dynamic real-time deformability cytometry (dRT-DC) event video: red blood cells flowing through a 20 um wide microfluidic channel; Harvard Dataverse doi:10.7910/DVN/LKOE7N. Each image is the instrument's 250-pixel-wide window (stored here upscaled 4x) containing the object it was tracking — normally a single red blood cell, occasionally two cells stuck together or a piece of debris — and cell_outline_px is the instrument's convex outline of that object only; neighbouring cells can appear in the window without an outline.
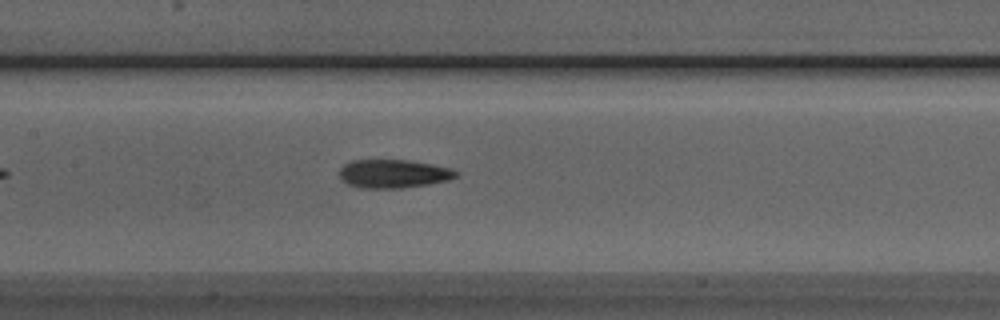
{"species": "Egyptian fruit bat (a non-hibernating species)", "species_latin": "Rousettus aegyptiacus", "temperature_condition": "room temperature", "stored_images_in_passage": 34, "camera_frame_rate_fps": 3000, "um_per_image_px": 0.085, "animal": {"sex": "male"}, "frame": {"image": 1, "passage_image": 9, "time_ms": 2.667, "image_size_px": [1000, 320], "cell_outline_px": [[460, 176], [448, 180], [428, 184], [400, 188], [360, 188], [348, 184], [340, 180], [340, 168], [344, 164], [352, 160], [408, 160], [432, 164], [452, 168], [460, 172]], "centroid_in_image_um": [33.47, 14.76], "position_along_channel_um": 173.9, "area_um2": 19.54}}
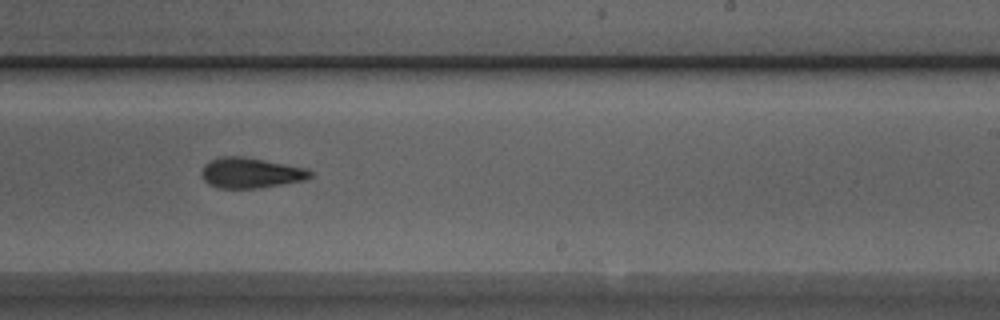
{"frame": {"image": 2, "passage_image": 16, "time_ms": 5.0, "image_size_px": [1000, 320], "cell_outline_px": [[312, 176], [304, 180], [256, 188], [216, 188], [208, 184], [200, 176], [200, 172], [204, 164], [220, 156], [244, 156], [308, 168], [312, 172]], "centroid_in_image_um": [21.27, 14.68], "position_along_channel_um": 267.7, "area_um2": 19.36}}
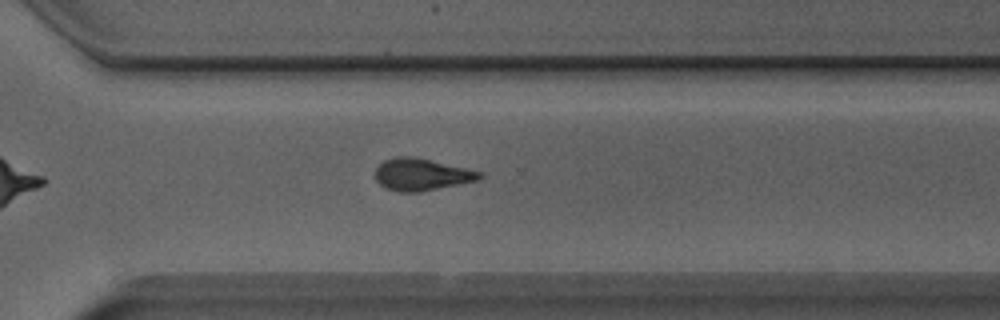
{"frame": {"image": 3, "passage_image": 21, "time_ms": 6.667, "image_size_px": [1000, 320], "cell_outline_px": [[484, 176], [480, 180], [420, 192], [400, 192], [384, 188], [376, 180], [376, 168], [384, 160], [396, 156], [412, 156], [464, 168], [480, 172]], "centroid_in_image_um": [35.81, 14.84], "position_along_channel_um": 334.8, "area_um2": 19.36}}